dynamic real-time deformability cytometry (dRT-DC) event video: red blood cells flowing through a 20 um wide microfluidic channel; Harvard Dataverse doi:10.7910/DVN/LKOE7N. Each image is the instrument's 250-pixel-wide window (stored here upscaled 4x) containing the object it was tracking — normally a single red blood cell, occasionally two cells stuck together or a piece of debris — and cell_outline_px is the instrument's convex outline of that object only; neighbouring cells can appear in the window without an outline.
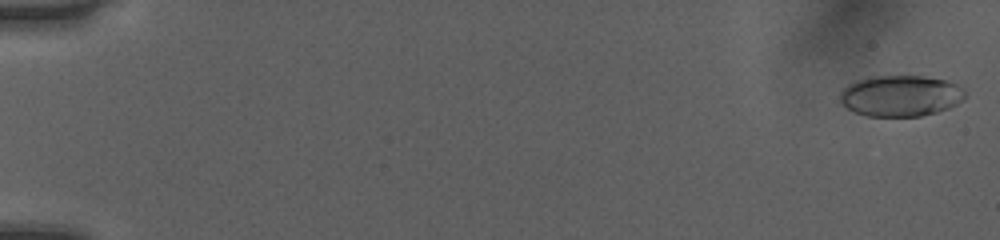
{"species": "human", "species_latin": "Homo sapiens", "temperature_condition": "room temperature", "stored_images_in_passage": 52, "camera_frame_rate_fps": 3000, "um_per_image_px": 0.085, "donor": {"sex": "female"}, "frame": {"image": 1, "passage_image": 1, "time_ms": 0.0, "image_size_px": [1000, 240], "cell_outline_px": [[968, 96], [964, 100], [948, 108], [936, 112], [920, 116], [868, 116], [856, 112], [840, 104], [840, 92], [848, 84], [856, 80], [876, 76], [924, 76], [948, 80], [964, 88]], "centroid_in_image_um": [76.59, 8.14], "position_along_channel_um": 8.4, "area_um2": 30.17}}
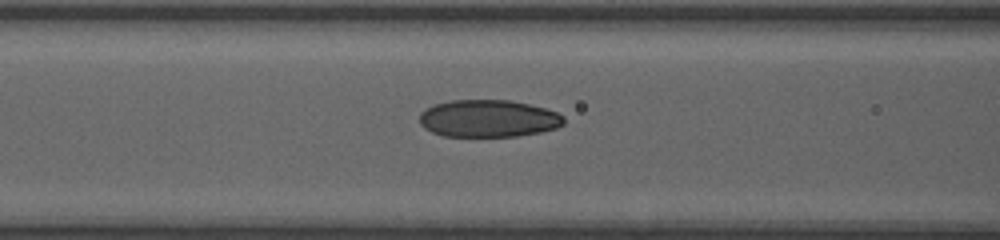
{"frame": {"image": 2, "passage_image": 23, "time_ms": 7.333, "image_size_px": [1000, 240], "cell_outline_px": [[564, 124], [556, 128], [540, 132], [516, 136], [444, 136], [432, 132], [424, 128], [420, 124], [420, 112], [424, 108], [432, 104], [452, 100], [508, 100], [528, 104], [544, 108], [556, 112], [564, 116]], "centroid_in_image_um": [41.47, 10.07], "position_along_channel_um": 125.1, "area_um2": 31.44}}
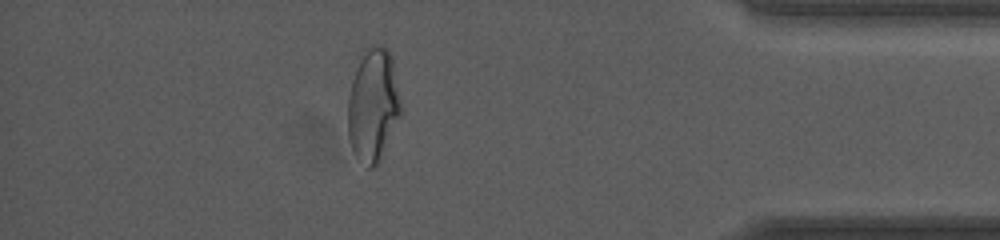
{"frame": {"image": 3, "passage_image": 46, "time_ms": 15.0, "image_size_px": [1000, 240], "cell_outline_px": [[400, 116], [380, 160], [372, 168], [368, 168], [356, 156], [352, 148], [348, 136], [348, 96], [356, 56], [364, 48], [372, 44], [380, 44], [392, 56], [400, 100]], "centroid_in_image_um": [31.67, 8.85], "position_along_channel_um": 403.5, "area_um2": 35.37}, "authors_computed_cell_mechanics": {"area_um2": 31.1542, "velocity_mm_per_s": 4.0639, "shape_relaxation_time_tau1_ms": 9.8459, "shape_relaxation_time_tau2_ms": 1.2602, "deformation_change_tau1": 0.2573, "deformation_change_tau2": 0.0682}}